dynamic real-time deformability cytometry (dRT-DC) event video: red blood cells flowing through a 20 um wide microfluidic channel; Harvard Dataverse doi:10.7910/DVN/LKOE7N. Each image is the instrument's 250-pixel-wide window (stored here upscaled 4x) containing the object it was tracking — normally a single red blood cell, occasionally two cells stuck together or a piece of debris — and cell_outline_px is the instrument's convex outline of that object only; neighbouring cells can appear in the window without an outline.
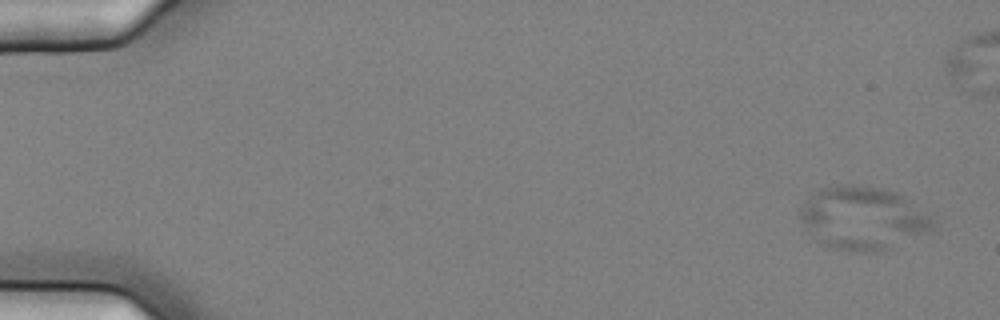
{"species": "common noctule bat (a hibernating species)", "species_latin": "Nyctalus noctula", "temperature_condition": "cold", "stored_images_in_passage": 61, "camera_frame_rate_fps": 3000, "um_per_image_px": 0.085, "animal": {"sex": "female", "body_mass_g": 25.1}, "frame": {"image": 1, "passage_image": 6, "time_ms": 1.667, "image_size_px": [1000, 320], "cell_outline_px": [[936, 220], [932, 228], [928, 232], [876, 252], [860, 252], [836, 248], [812, 236], [800, 216], [800, 208], [812, 192], [820, 188], [840, 184], [848, 184], [876, 188], [896, 192], [904, 196]], "centroid_in_image_um": [73.35, 18.51], "position_along_channel_um": 11.7, "area_um2": 47.86}}
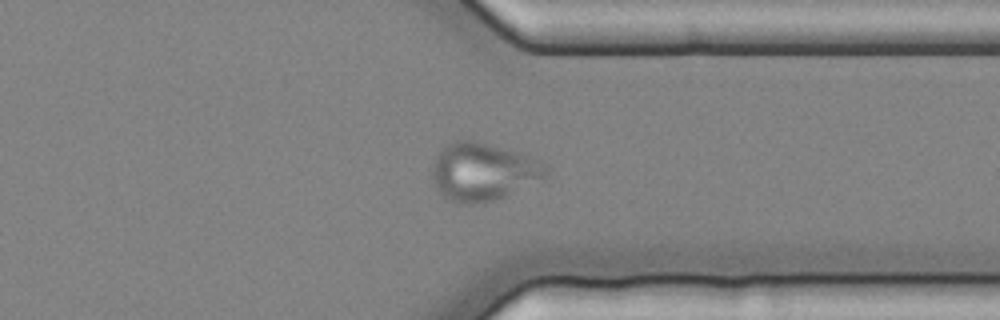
{"frame": {"image": 2, "passage_image": 48, "time_ms": 15.667, "image_size_px": [1000, 320], "cell_outline_px": [[548, 176], [504, 196], [492, 200], [468, 204], [456, 204], [440, 196], [432, 180], [432, 164], [436, 156], [448, 144], [456, 140], [476, 140], [516, 152], [540, 160], [548, 164]], "centroid_in_image_um": [41.03, 14.61], "position_along_channel_um": 370.4, "area_um2": 38.32}}
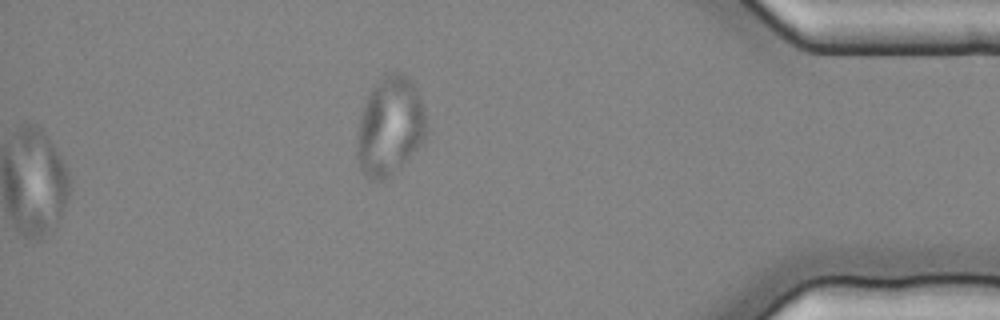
{"frame": {"image": 3, "passage_image": 61, "time_ms": 20.0, "image_size_px": [1000, 320], "cell_outline_px": [[428, 128], [424, 140], [400, 164], [380, 180], [372, 180], [360, 168], [356, 156], [356, 140], [360, 120], [364, 104], [372, 88], [388, 72], [404, 72], [408, 76], [416, 88], [420, 96]], "centroid_in_image_um": [33.14, 10.66], "position_along_channel_um": 402.1, "area_um2": 39.13}}